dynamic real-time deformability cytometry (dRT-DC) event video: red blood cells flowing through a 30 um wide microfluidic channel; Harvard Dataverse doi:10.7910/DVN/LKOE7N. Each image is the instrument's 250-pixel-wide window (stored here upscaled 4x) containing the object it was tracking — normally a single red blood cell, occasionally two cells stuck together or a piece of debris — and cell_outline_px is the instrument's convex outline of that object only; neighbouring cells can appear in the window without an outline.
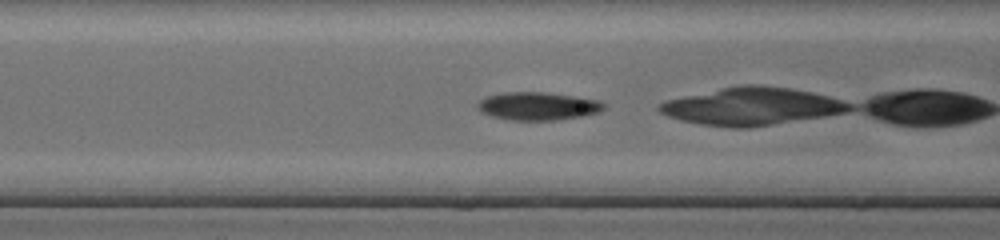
{"species": "common noctule bat (a hibernating species)", "species_latin": "Nyctalus noctula", "temperature_condition": "cold", "stored_images_in_passage": 33, "camera_frame_rate_fps": 3000, "um_per_image_px": 0.085, "animal": {"sex": "female", "body_mass_g": 17.0, "forearm_length_mm": 48.0}, "frame": {"image": 1, "passage_image": 15, "time_ms": 4.667, "image_size_px": [1000, 240], "cell_outline_px": [[608, 104], [600, 112], [584, 116], [556, 120], [508, 120], [492, 116], [480, 112], [476, 108], [476, 104], [484, 96], [500, 92], [544, 92], [576, 96], [600, 100]], "centroid_in_image_um": [45.71, 9.01], "position_along_channel_um": 120.9, "area_um2": 21.1}}